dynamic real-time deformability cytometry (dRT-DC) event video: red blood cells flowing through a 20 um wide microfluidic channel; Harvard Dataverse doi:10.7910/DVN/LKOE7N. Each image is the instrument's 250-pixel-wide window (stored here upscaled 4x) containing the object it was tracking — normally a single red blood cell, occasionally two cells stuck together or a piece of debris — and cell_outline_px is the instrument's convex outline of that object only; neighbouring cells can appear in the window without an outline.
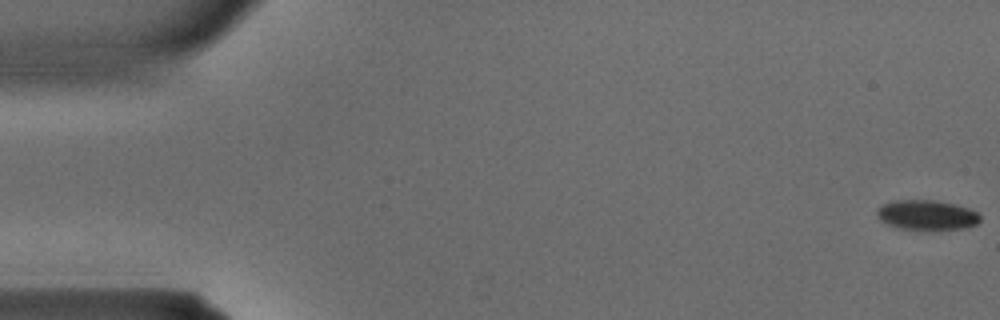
{"species": "common noctule bat (a hibernating species)", "species_latin": "Nyctalus noctula", "temperature_condition": "warm", "stored_images_in_passage": 36, "camera_frame_rate_fps": 3000, "um_per_image_px": 0.085, "animal": {"sex": "male", "body_mass_g": 15.6}, "frame": {"image": 1, "passage_image": 1, "time_ms": 0.0, "image_size_px": [1000, 320], "cell_outline_px": [[980, 220], [976, 224], [960, 228], [928, 232], [924, 232], [900, 228], [888, 224], [880, 220], [876, 216], [876, 208], [880, 204], [892, 200], [936, 200], [956, 204], [968, 208], [976, 212], [980, 216]], "centroid_in_image_um": [78.72, 18.29], "position_along_channel_um": 6.3, "area_um2": 18.61}}
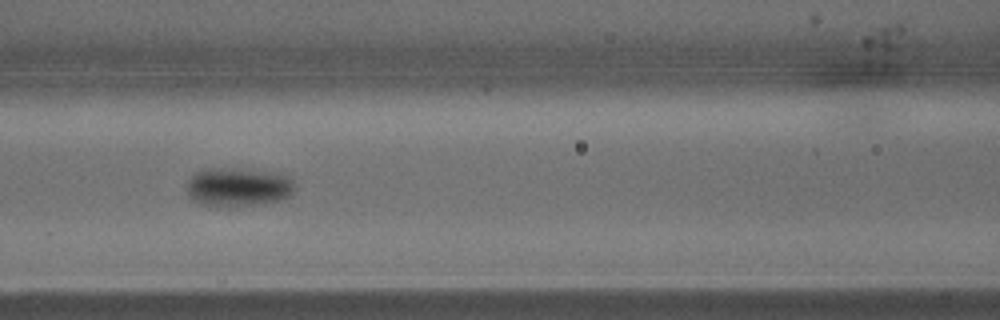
{"frame": {"image": 2, "passage_image": 16, "time_ms": 5.0, "image_size_px": [1000, 320], "cell_outline_px": [[292, 192], [288, 196], [264, 204], [236, 208], [200, 204], [188, 196], [184, 184], [196, 172], [204, 168], [236, 168], [280, 172], [292, 176]], "centroid_in_image_um": [20.21, 15.89], "position_along_channel_um": 146.4, "area_um2": 25.14}}
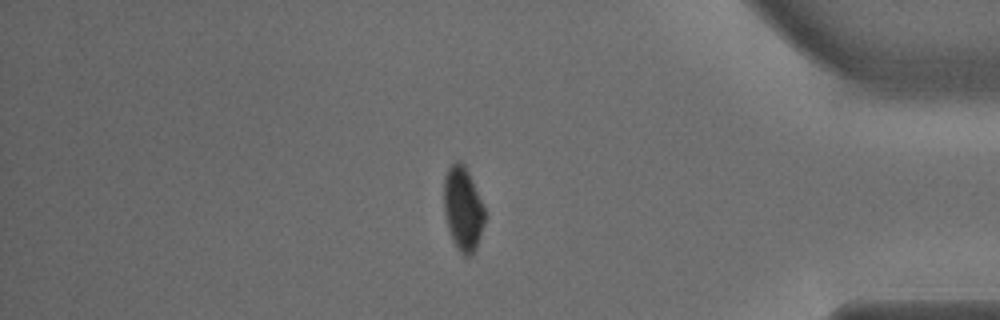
{"frame": {"image": 3, "passage_image": 31, "time_ms": 10.0, "image_size_px": [1000, 320], "cell_outline_px": [[484, 220], [476, 248], [468, 256], [464, 256], [456, 248], [452, 240], [448, 228], [444, 212], [444, 176], [448, 168], [456, 160], [460, 160], [464, 164], [468, 172], [484, 208]], "centroid_in_image_um": [39.31, 17.73], "position_along_channel_um": 395.9, "area_um2": 19.65}}